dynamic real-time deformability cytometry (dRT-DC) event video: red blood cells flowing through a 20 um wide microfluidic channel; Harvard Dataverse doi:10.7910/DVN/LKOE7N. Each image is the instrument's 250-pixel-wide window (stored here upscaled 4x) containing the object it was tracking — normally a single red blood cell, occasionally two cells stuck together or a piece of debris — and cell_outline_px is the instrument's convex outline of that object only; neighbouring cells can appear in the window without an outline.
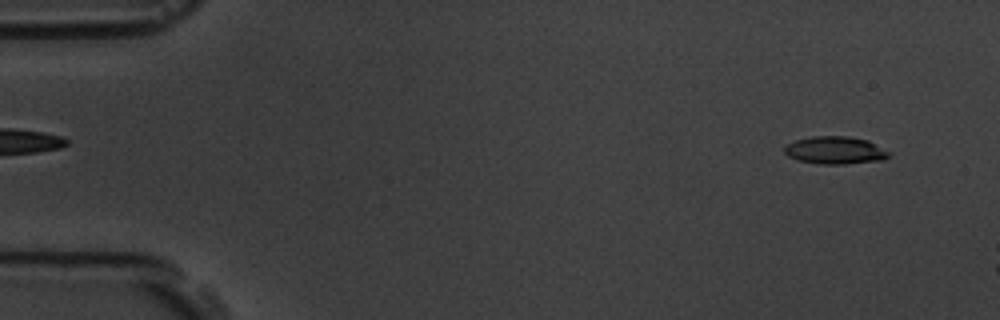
{"species": "common noctule bat (a hibernating species)", "species_latin": "Nyctalus noctula", "temperature_condition": "room temperature", "stored_images_in_passage": 4, "camera_frame_rate_fps": 3000, "um_per_image_px": 0.085, "animal": {"sex": "male", "body_mass_g": 19.5, "forearm_length_mm": 54.6}, "frame": {"image": 1, "passage_image": 1, "time_ms": 0.0, "image_size_px": [1000, 320], "cell_outline_px": [[892, 156], [884, 160], [844, 164], [820, 164], [796, 160], [788, 156], [784, 152], [784, 144], [796, 140], [812, 136], [848, 136], [868, 140], [892, 152]], "centroid_in_image_um": [71.02, 12.77], "position_along_channel_um": 14.0, "area_um2": 17.17}}